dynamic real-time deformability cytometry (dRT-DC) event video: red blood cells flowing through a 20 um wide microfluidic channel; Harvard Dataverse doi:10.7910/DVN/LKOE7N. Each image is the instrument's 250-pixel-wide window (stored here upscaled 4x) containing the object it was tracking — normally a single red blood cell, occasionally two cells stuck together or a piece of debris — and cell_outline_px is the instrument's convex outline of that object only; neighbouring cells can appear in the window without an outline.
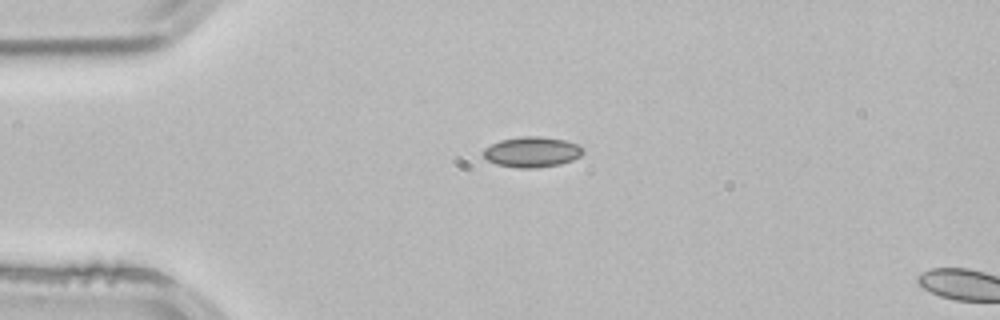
{"species": "common noctule bat (a hibernating species)", "species_latin": "Nyctalus noctula", "temperature_condition": "room temperature", "stored_images_in_passage": 2, "camera_frame_rate_fps": 3000, "um_per_image_px": 0.085, "animal": {"sex": "male", "body_mass_g": 21.5, "forearm_length_mm": 52.0}, "frame": {"image": 1, "passage_image": 1, "time_ms": 0.0, "image_size_px": [1000, 320], "cell_outline_px": [[584, 152], [580, 156], [572, 160], [560, 164], [536, 168], [516, 168], [496, 164], [488, 160], [484, 156], [484, 148], [500, 140], [520, 136], [544, 136], [568, 140], [584, 148]], "centroid_in_image_um": [45.24, 12.91], "position_along_channel_um": 39.8, "area_um2": 17.86}}